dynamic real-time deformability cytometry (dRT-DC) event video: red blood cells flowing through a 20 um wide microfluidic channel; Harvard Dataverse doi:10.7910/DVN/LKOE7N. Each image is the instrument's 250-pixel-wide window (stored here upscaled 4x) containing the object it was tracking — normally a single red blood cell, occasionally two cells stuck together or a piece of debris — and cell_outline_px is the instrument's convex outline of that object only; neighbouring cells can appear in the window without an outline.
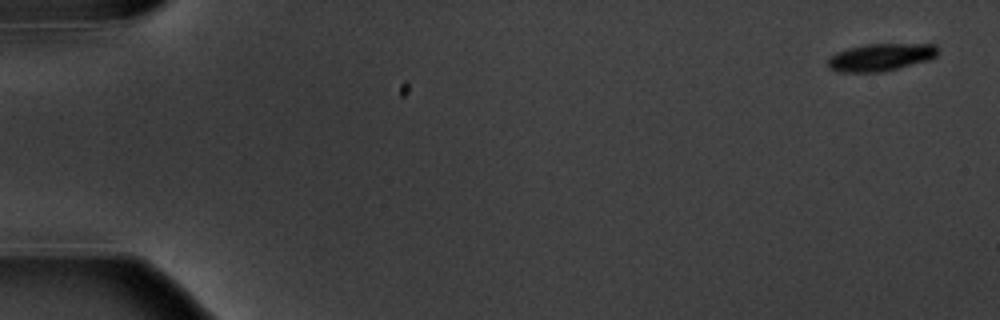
{"species": "common noctule bat (a hibernating species)", "species_latin": "Nyctalus noctula", "temperature_condition": "warm", "stored_images_in_passage": 6, "camera_frame_rate_fps": 3000, "um_per_image_px": 0.085, "animal": {"sex": "male", "body_mass_g": 20.1, "forearm_length_mm": 53.5}, "frame": {"image": 1, "passage_image": 1, "time_ms": 0.0, "image_size_px": [1000, 320], "cell_outline_px": [[936, 56], [928, 60], [880, 72], [840, 72], [828, 68], [828, 60], [836, 52], [848, 48], [868, 44], [936, 44]], "centroid_in_image_um": [74.82, 4.86], "position_along_channel_um": 10.2, "area_um2": 17.28}}
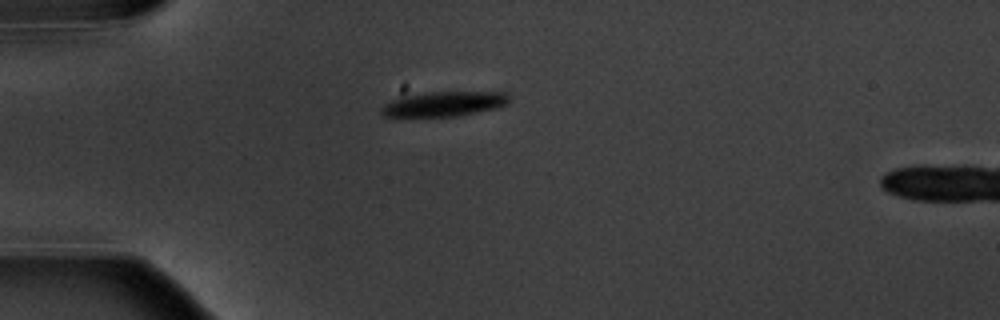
{"frame": {"image": 2, "passage_image": 5, "time_ms": 4.667, "image_size_px": [1000, 320], "cell_outline_px": [[512, 96], [508, 104], [496, 108], [456, 116], [384, 116], [380, 112], [380, 108], [384, 104], [392, 100], [408, 96], [428, 92], [508, 92]], "centroid_in_image_um": [37.82, 8.82], "position_along_channel_um": 47.2, "area_um2": 18.32}}